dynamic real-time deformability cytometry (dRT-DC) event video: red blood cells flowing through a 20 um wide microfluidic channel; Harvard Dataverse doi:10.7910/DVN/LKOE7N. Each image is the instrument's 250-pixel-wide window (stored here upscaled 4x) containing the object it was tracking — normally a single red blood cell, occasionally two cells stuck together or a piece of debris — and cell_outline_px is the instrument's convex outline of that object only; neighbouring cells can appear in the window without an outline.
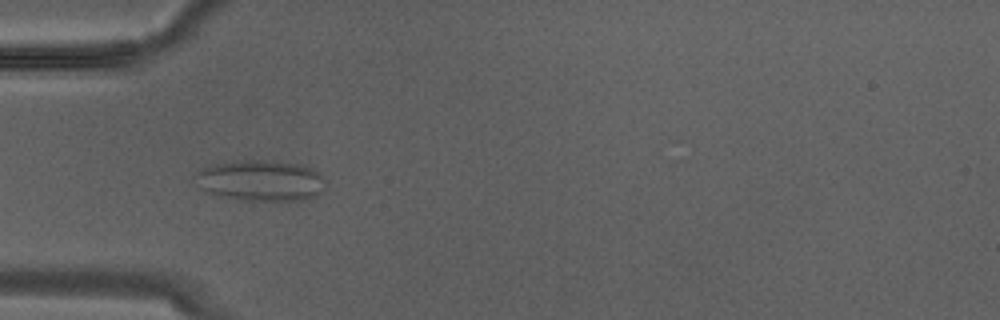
{"species": "Egyptian fruit bat (a non-hibernating species)", "species_latin": "Rousettus aegyptiacus", "temperature_condition": "warm", "stored_images_in_passage": 29, "camera_frame_rate_fps": 3000, "um_per_image_px": 0.085, "animal": {"sex": "male"}, "frame": {"image": 1, "passage_image": 9, "time_ms": 2.667, "image_size_px": [1000, 320], "cell_outline_px": [[328, 188], [316, 196], [304, 200], [240, 200], [216, 196], [200, 188], [192, 176], [200, 168], [212, 164], [244, 160], [256, 160], [300, 164], [312, 168], [320, 172]], "centroid_in_image_um": [22.15, 15.36], "position_along_channel_um": 62.8, "area_um2": 31.56}}
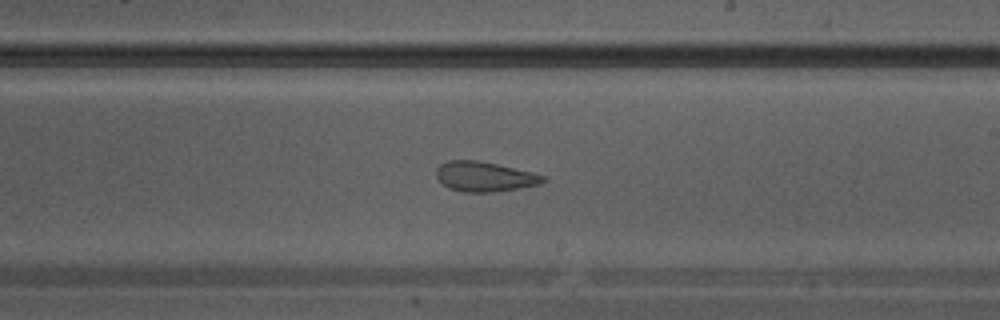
{"frame": {"image": 2, "passage_image": 17, "time_ms": 5.333, "image_size_px": [1000, 320], "cell_outline_px": [[548, 180], [540, 184], [496, 192], [464, 192], [448, 188], [436, 176], [436, 168], [440, 164], [448, 160], [476, 160], [496, 164], [532, 172], [544, 176]], "centroid_in_image_um": [41.18, 15.01], "position_along_channel_um": 247.8, "area_um2": 18.55}}